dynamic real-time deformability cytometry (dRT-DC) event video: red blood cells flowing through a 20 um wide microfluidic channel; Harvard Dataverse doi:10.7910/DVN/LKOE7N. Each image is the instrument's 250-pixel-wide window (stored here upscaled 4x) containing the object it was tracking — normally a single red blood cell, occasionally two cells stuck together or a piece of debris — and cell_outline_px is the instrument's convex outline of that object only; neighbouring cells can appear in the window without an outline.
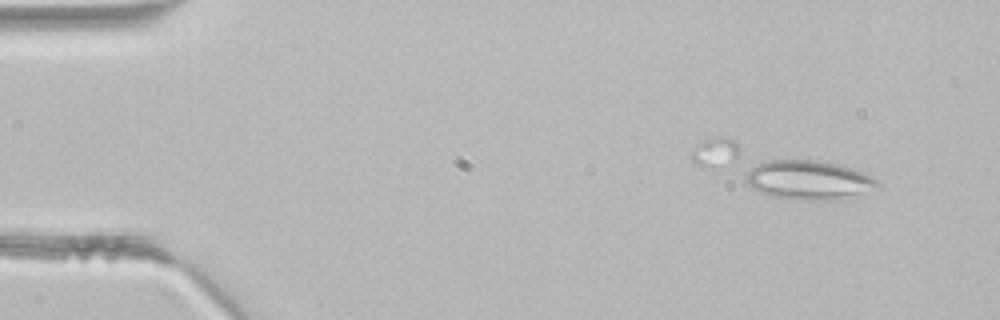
{"species": "common noctule bat (a hibernating species)", "species_latin": "Nyctalus noctula", "temperature_condition": "room temperature", "stored_images_in_passage": 3, "camera_frame_rate_fps": 3000, "um_per_image_px": 0.085, "animal": {"sex": "male", "body_mass_g": 21.5, "forearm_length_mm": 52.0}, "frame": {"image": 1, "passage_image": 1, "time_ms": 0.0, "image_size_px": [1000, 320], "cell_outline_px": [[880, 188], [840, 196], [808, 200], [796, 200], [772, 196], [752, 188], [744, 180], [744, 176], [748, 164], [768, 160], [816, 160], [840, 164], [864, 172], [880, 180]], "centroid_in_image_um": [68.63, 15.24], "position_along_channel_um": 16.4, "area_um2": 29.94}}